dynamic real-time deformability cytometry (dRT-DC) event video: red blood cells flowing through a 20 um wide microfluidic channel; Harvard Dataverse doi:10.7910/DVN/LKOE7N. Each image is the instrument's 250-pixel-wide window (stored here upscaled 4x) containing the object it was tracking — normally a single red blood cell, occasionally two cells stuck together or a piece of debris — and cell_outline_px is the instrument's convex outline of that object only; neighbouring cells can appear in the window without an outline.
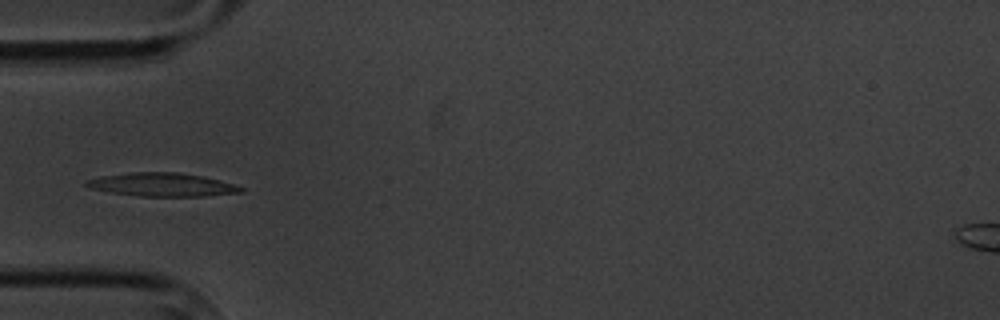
{"species": "common noctule bat (a hibernating species)", "species_latin": "Nyctalus noctula", "temperature_condition": "cold", "stored_images_in_passage": 6, "camera_frame_rate_fps": 3000, "um_per_image_px": 0.085, "animal": {"sex": "male", "body_mass_g": 20.1, "forearm_length_mm": 53.5}, "frame": {"image": 1, "passage_image": 2, "time_ms": 1.0, "image_size_px": [1000, 320], "cell_outline_px": [[244, 192], [204, 196], [140, 196], [108, 192], [92, 188], [84, 184], [88, 180], [100, 176], [128, 172], [176, 172], [204, 176], [220, 180], [244, 188]], "centroid_in_image_um": [13.79, 15.69], "position_along_channel_um": 71.2, "area_um2": 21.04}}
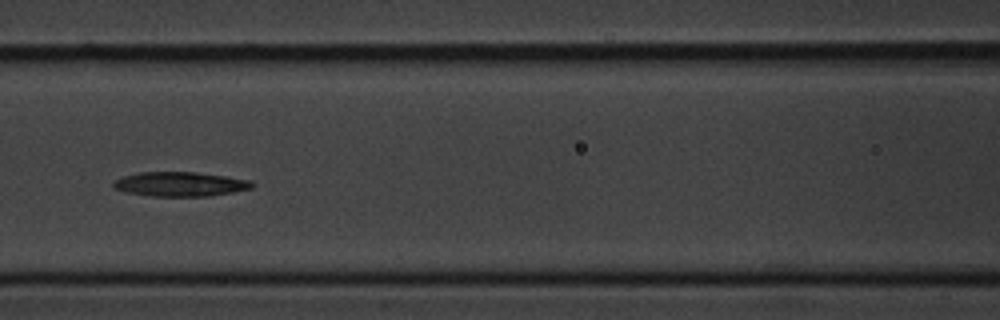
{"frame": {"image": 2, "passage_image": 4, "time_ms": 3.333, "image_size_px": [1000, 320], "cell_outline_px": [[256, 184], [252, 188], [232, 192], [208, 196], [148, 196], [128, 192], [112, 188], [112, 184], [116, 180], [124, 176], [140, 172], [196, 172], [228, 176], [252, 180]], "centroid_in_image_um": [15.36, 15.64], "position_along_channel_um": 151.2, "area_um2": 19.83}}
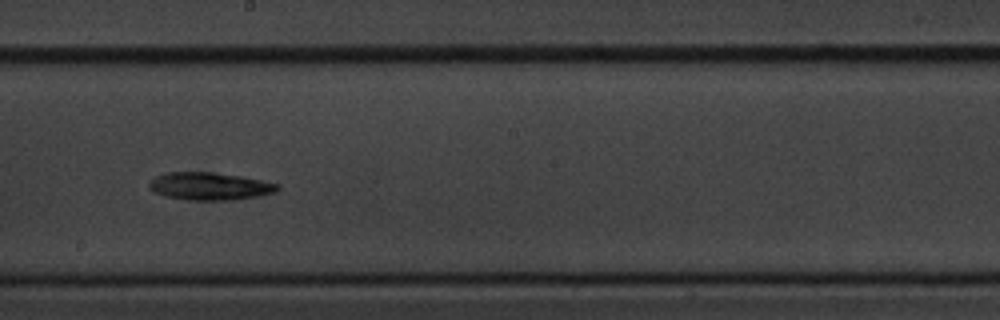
{"frame": {"image": 3, "passage_image": 6, "time_ms": 5.667, "image_size_px": [1000, 320], "cell_outline_px": [[280, 188], [276, 192], [260, 196], [236, 200], [188, 200], [164, 196], [152, 192], [148, 184], [156, 176], [168, 172], [212, 172], [240, 176], [280, 184]], "centroid_in_image_um": [17.84, 15.84], "position_along_channel_um": 230.4, "area_um2": 20.81}}